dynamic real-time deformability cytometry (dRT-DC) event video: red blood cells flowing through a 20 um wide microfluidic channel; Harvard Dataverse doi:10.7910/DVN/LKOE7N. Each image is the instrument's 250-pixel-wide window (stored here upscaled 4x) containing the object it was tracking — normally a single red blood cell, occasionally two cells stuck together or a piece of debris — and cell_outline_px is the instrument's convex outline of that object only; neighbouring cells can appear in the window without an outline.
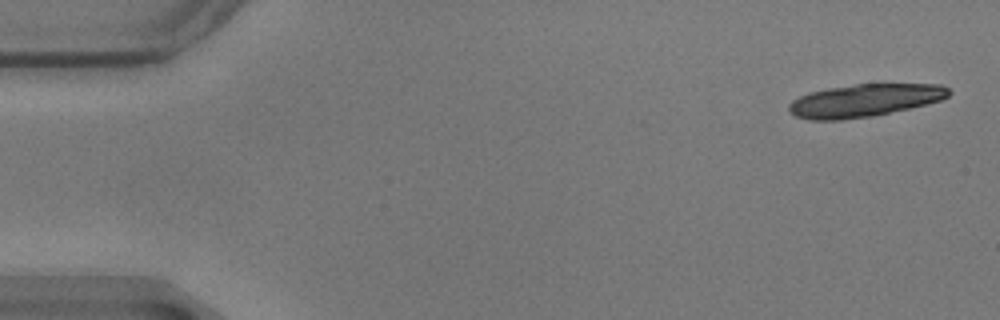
{"species": "common noctule bat (a hibernating species)", "species_latin": "Nyctalus noctula", "temperature_condition": "warm", "stored_images_in_passage": 19, "camera_frame_rate_fps": 3000, "um_per_image_px": 0.085, "animal": {"sex": "male", "body_mass_g": 17.9}, "frame": {"image": 1, "passage_image": 2, "time_ms": 0.333, "image_size_px": [1000, 320], "cell_outline_px": [[952, 92], [948, 96], [940, 100], [908, 108], [872, 116], [840, 120], [808, 120], [796, 116], [788, 112], [788, 104], [792, 100], [800, 96], [812, 92], [828, 88], [856, 84], [940, 84], [948, 88]], "centroid_in_image_um": [73.44, 8.54], "position_along_channel_um": 11.6, "area_um2": 30.29}}